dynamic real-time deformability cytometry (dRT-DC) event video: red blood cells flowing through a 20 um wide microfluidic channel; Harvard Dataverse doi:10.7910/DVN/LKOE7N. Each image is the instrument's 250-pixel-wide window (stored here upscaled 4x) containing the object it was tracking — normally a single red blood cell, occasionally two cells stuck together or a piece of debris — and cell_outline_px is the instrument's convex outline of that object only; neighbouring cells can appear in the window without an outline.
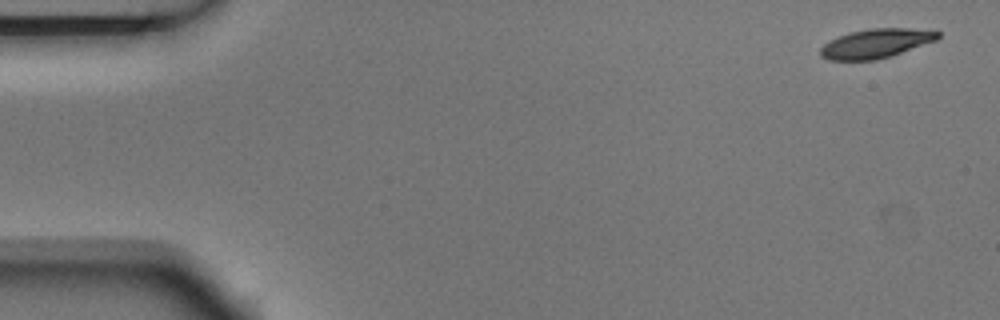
{"species": "Egyptian fruit bat (a non-hibernating species)", "species_latin": "Rousettus aegyptiacus", "temperature_condition": "room temperature", "stored_images_in_passage": 4, "camera_frame_rate_fps": 3000, "um_per_image_px": 0.085, "animal": {"sex": "male"}, "frame": {"image": 1, "passage_image": 1, "time_ms": 0.0, "image_size_px": [1000, 320], "cell_outline_px": [[940, 36], [936, 40], [876, 60], [828, 60], [820, 56], [820, 48], [824, 44], [848, 32], [872, 28], [936, 28], [940, 32]], "centroid_in_image_um": [74.5, 3.66], "position_along_channel_um": 10.5, "area_um2": 20.0}}
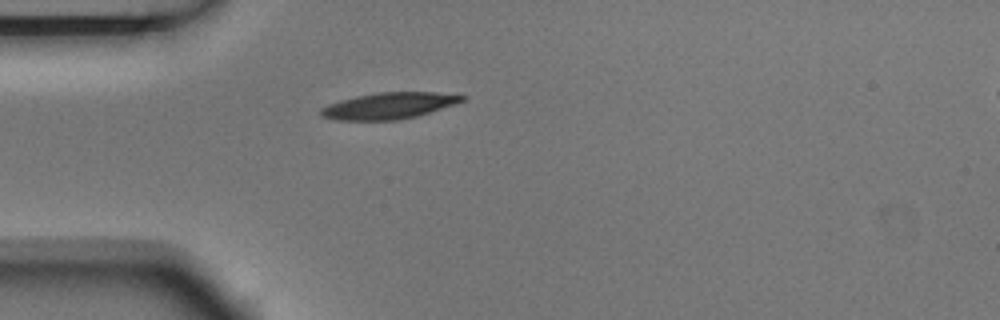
{"frame": {"image": 2, "passage_image": 4, "time_ms": 1.0, "image_size_px": [1000, 320], "cell_outline_px": [[468, 96], [464, 100], [456, 104], [416, 116], [396, 120], [336, 120], [320, 116], [320, 108], [328, 104], [340, 100], [356, 96], [380, 92], [436, 92]], "centroid_in_image_um": [33.05, 8.98], "position_along_channel_um": 52.0, "area_um2": 21.68}}